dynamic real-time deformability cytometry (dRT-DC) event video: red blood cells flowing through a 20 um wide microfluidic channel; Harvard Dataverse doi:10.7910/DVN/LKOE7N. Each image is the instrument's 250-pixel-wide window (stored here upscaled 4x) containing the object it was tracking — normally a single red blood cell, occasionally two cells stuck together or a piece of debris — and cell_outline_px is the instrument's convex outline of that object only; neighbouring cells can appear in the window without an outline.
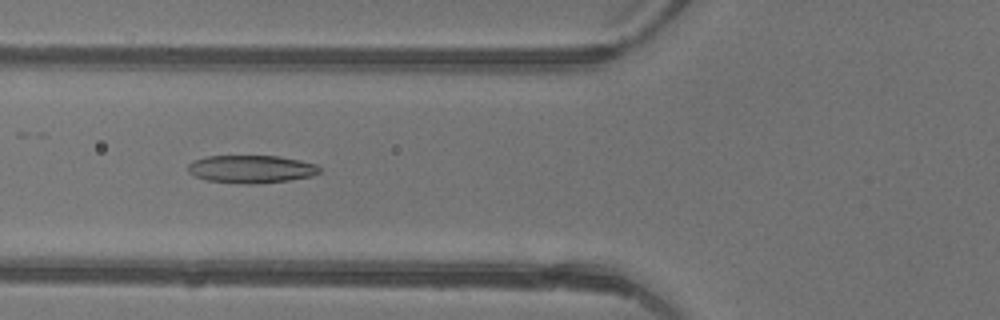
{"species": "common noctule bat (a hibernating species)", "species_latin": "Nyctalus noctula", "temperature_condition": "warm", "stored_images_in_passage": 47, "camera_frame_rate_fps": 3000, "um_per_image_px": 0.085, "animal": {"sex": "female"}, "frame": {"image": 1, "passage_image": 19, "time_ms": 6.0, "image_size_px": [1000, 320], "cell_outline_px": [[320, 172], [312, 176], [288, 180], [252, 184], [244, 184], [208, 180], [196, 176], [188, 172], [188, 164], [196, 160], [208, 156], [280, 156], [300, 160], [316, 164], [320, 168]], "centroid_in_image_um": [21.38, 14.37], "position_along_channel_um": 104.4, "area_um2": 21.15}}
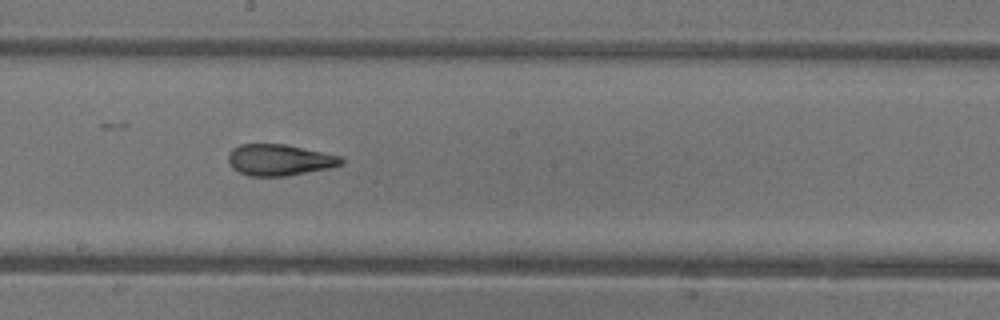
{"frame": {"image": 2, "passage_image": 27, "time_ms": 8.667, "image_size_px": [1000, 320], "cell_outline_px": [[344, 164], [328, 168], [284, 176], [248, 176], [232, 168], [228, 164], [228, 152], [232, 148], [240, 144], [284, 144], [340, 156], [344, 160]], "centroid_in_image_um": [23.7, 13.59], "position_along_channel_um": 224.5, "area_um2": 20.52}}
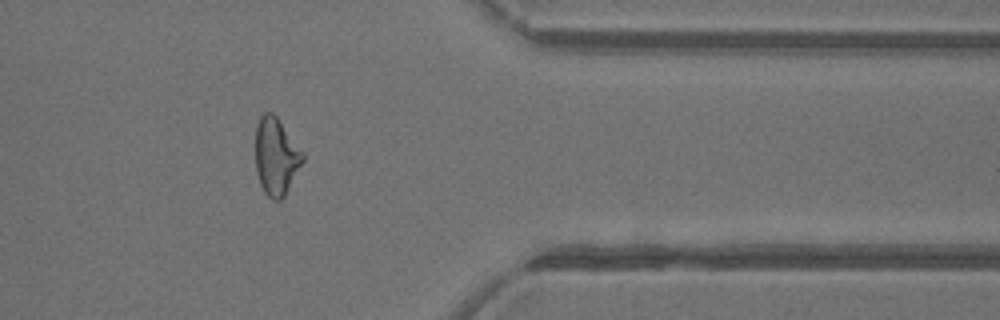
{"frame": {"image": 3, "passage_image": 39, "time_ms": 12.667, "image_size_px": [1000, 320], "cell_outline_px": [[304, 160], [284, 196], [280, 200], [272, 200], [264, 192], [260, 184], [256, 172], [256, 124], [260, 116], [264, 112], [272, 112], [276, 116], [304, 152]], "centroid_in_image_um": [23.46, 13.29], "position_along_channel_um": 387.9, "area_um2": 21.27}, "authors_computed_cell_mechanics": {"area_um2": 21.7906, "velocity_mm_per_s": 4.4765, "shape_relaxation_time_tau1_ms": 10.4046, "shape_relaxation_time_tau2_ms": 0.9348, "deformation_change_tau1": 0.3015, "deformation_change_tau2": 0.0844}}